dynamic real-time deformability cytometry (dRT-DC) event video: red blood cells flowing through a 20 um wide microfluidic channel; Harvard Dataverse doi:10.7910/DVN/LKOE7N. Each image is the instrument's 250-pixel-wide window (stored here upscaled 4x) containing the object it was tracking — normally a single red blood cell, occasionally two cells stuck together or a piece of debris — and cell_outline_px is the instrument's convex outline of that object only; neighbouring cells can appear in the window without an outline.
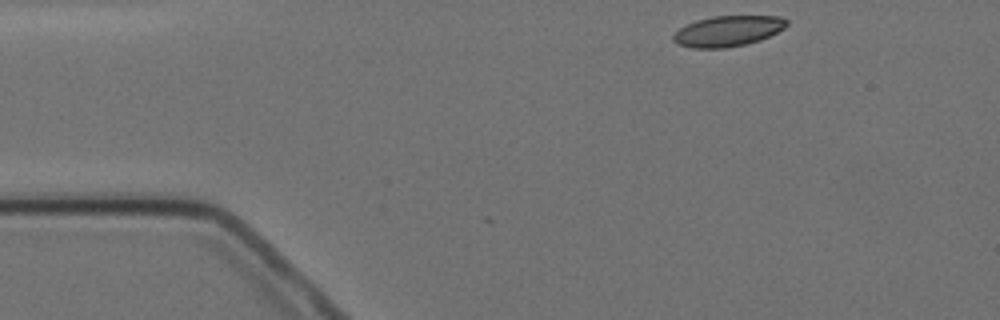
{"species": "Egyptian fruit bat (a non-hibernating species)", "species_latin": "Rousettus aegyptiacus", "temperature_condition": "cold", "stored_images_in_passage": 3, "camera_frame_rate_fps": 3000, "um_per_image_px": 0.085, "animal": {"sex": "female"}, "frame": {"image": 1, "passage_image": 1, "time_ms": 0.0, "image_size_px": [1000, 320], "cell_outline_px": [[788, 24], [784, 28], [760, 40], [744, 44], [724, 48], [692, 48], [676, 44], [672, 40], [672, 36], [680, 28], [696, 20], [712, 16], [780, 16], [788, 20]], "centroid_in_image_um": [61.85, 2.64], "position_along_channel_um": 23.2, "area_um2": 20.17}}